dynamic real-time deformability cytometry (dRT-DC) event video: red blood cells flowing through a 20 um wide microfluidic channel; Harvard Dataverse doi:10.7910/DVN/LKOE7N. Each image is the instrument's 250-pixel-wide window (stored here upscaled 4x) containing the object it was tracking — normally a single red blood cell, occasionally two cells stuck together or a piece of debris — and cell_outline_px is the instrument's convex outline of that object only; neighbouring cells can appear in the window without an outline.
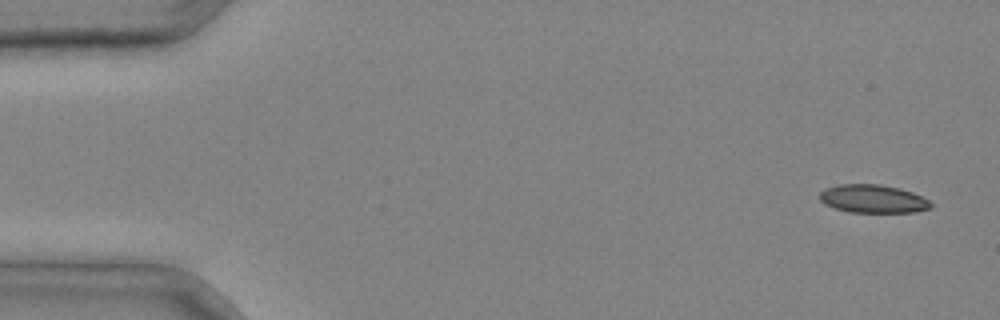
{"species": "common noctule bat (a hibernating species)", "species_latin": "Nyctalus noctula", "temperature_condition": "cold", "stored_images_in_passage": 5, "camera_frame_rate_fps": 3000, "um_per_image_px": 0.085, "animal": {"sex": "male", "body_mass_g": 20.4}, "frame": {"image": 1, "passage_image": 1, "time_ms": 0.0, "image_size_px": [1000, 320], "cell_outline_px": [[932, 208], [912, 212], [848, 212], [824, 204], [820, 200], [820, 192], [824, 188], [840, 184], [880, 184], [900, 188], [912, 192], [928, 200], [932, 204]], "centroid_in_image_um": [74.18, 16.89], "position_along_channel_um": 10.8, "area_um2": 18.26}}